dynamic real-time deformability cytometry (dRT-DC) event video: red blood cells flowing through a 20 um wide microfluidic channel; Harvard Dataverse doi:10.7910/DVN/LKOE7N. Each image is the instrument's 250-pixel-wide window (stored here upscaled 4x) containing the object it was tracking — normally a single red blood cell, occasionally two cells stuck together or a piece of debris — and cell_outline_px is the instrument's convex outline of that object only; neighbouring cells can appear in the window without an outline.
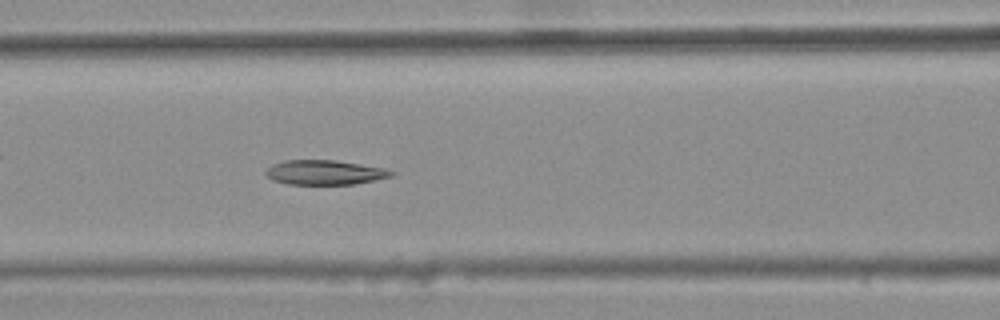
{"species": "common noctule bat (a hibernating species)", "species_latin": "Nyctalus noctula", "temperature_condition": "warm", "stored_images_in_passage": 41, "camera_frame_rate_fps": 3000, "um_per_image_px": 0.085, "animal": {"sex": "female", "body_mass_g": 25.1}, "frame": {"image": 1, "passage_image": 22, "time_ms": 7.0, "image_size_px": [1000, 320], "cell_outline_px": [[396, 172], [392, 176], [352, 184], [288, 184], [272, 180], [264, 172], [272, 164], [284, 160], [336, 160], [384, 168]], "centroid_in_image_um": [27.57, 14.65], "position_along_channel_um": 139.0, "area_um2": 17.86}}
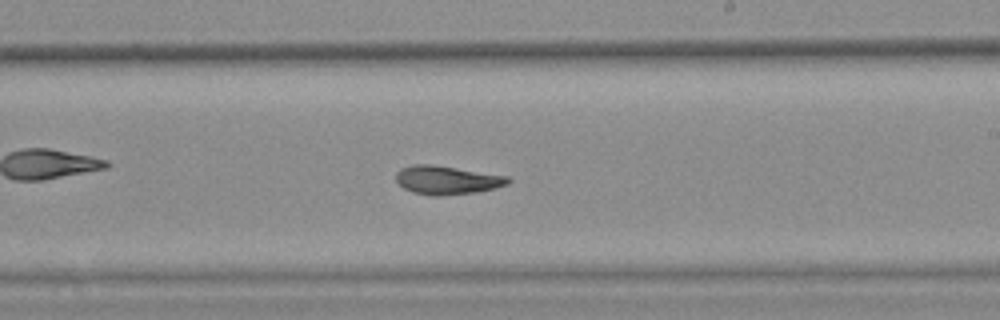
{"frame": {"image": 2, "passage_image": 31, "time_ms": 10.0, "image_size_px": [1000, 320], "cell_outline_px": [[512, 180], [508, 184], [496, 188], [476, 192], [440, 196], [432, 196], [412, 192], [404, 188], [396, 180], [396, 172], [400, 168], [412, 164], [432, 164], [508, 176]], "centroid_in_image_um": [37.99, 15.3], "position_along_channel_um": 251.0, "area_um2": 18.79}}
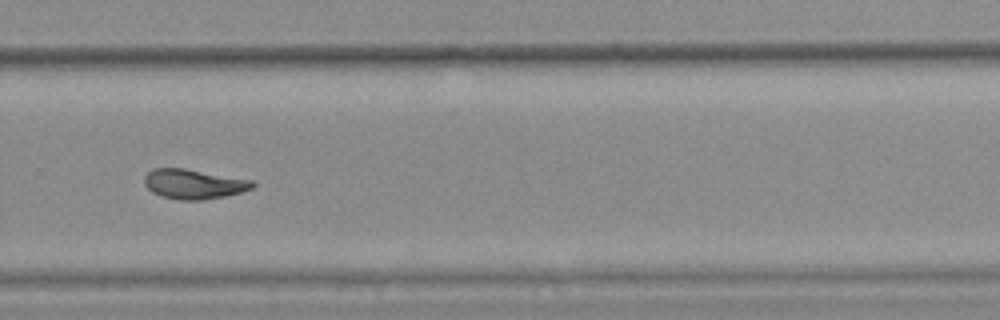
{"frame": {"image": 3, "passage_image": 36, "time_ms": 11.667, "image_size_px": [1000, 320], "cell_outline_px": [[256, 184], [252, 188], [244, 192], [204, 200], [180, 200], [160, 196], [152, 192], [144, 184], [144, 176], [152, 168], [184, 168], [252, 180]], "centroid_in_image_um": [16.46, 15.65], "position_along_channel_um": 313.3, "area_um2": 18.84}, "authors_computed_cell_mechanics": {"area_um2": 19.4786, "velocity_mm_per_s": 3.7413, "shape_relaxation_time_tau1_ms": null, "shape_relaxation_time_tau2_ms": 4.7017, "deformation_change_tau1": null, "deformation_change_tau2": 0.1119}}